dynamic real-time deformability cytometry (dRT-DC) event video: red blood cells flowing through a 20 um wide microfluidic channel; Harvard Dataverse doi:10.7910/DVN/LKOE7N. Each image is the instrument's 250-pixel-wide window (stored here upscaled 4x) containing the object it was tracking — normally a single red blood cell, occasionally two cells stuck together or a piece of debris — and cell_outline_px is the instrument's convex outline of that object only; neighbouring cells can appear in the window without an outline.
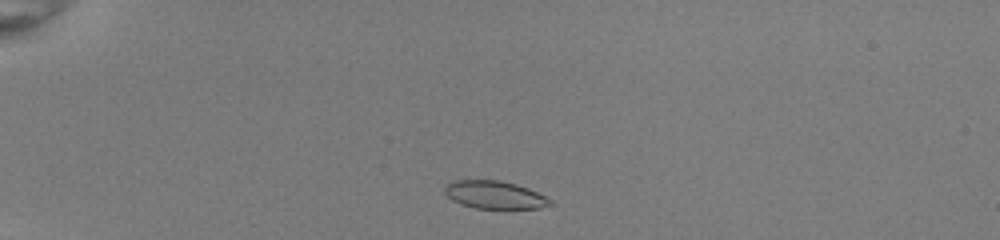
{"species": "common noctule bat (a hibernating species)", "species_latin": "Nyctalus noctula", "temperature_condition": "room temperature", "stored_images_in_passage": 41, "camera_frame_rate_fps": 3000, "um_per_image_px": 0.085, "animal": {"sex": "female", "body_mass_g": 22.0, "forearm_length_mm": 56.7}, "frame": {"image": 1, "passage_image": 3, "time_ms": 0.667, "image_size_px": [1000, 240], "cell_outline_px": [[552, 204], [540, 208], [476, 208], [460, 204], [452, 200], [444, 192], [444, 188], [452, 180], [500, 180], [516, 184], [528, 188], [552, 200]], "centroid_in_image_um": [42.02, 16.55], "position_along_channel_um": 43.0, "area_um2": 16.99}}
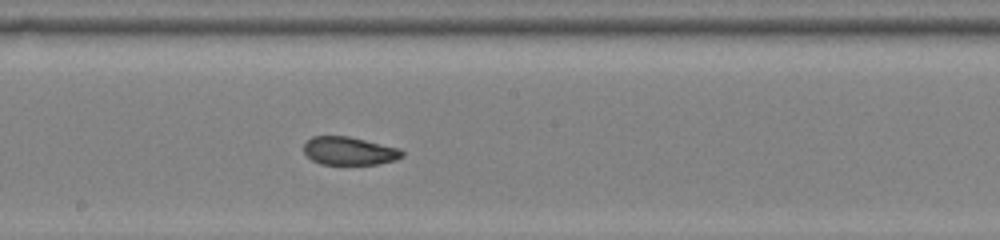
{"frame": {"image": 2, "passage_image": 20, "time_ms": 6.333, "image_size_px": [1000, 240], "cell_outline_px": [[404, 156], [396, 160], [376, 164], [320, 164], [312, 160], [304, 152], [304, 144], [312, 136], [348, 136], [400, 148], [404, 152]], "centroid_in_image_um": [29.7, 12.83], "position_along_channel_um": 218.5, "area_um2": 16.13}}
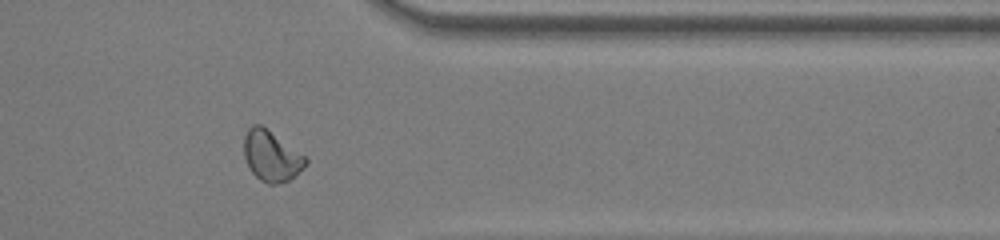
{"frame": {"image": 3, "passage_image": 33, "time_ms": 10.667, "image_size_px": [1000, 240], "cell_outline_px": [[308, 164], [288, 180], [276, 184], [268, 184], [260, 180], [248, 168], [244, 156], [244, 136], [248, 128], [252, 124], [260, 124], [304, 156], [308, 160]], "centroid_in_image_um": [23.03, 13.27], "position_along_channel_um": 388.4, "area_um2": 17.86}, "authors_computed_cell_mechanics": {"area_um2": 17.4556, "velocity_mm_per_s": 3.9986, "shape_relaxation_time_tau1_ms": null, "shape_relaxation_time_tau2_ms": 1.3893, "deformation_change_tau1": null, "deformation_change_tau2": 0.0542}}